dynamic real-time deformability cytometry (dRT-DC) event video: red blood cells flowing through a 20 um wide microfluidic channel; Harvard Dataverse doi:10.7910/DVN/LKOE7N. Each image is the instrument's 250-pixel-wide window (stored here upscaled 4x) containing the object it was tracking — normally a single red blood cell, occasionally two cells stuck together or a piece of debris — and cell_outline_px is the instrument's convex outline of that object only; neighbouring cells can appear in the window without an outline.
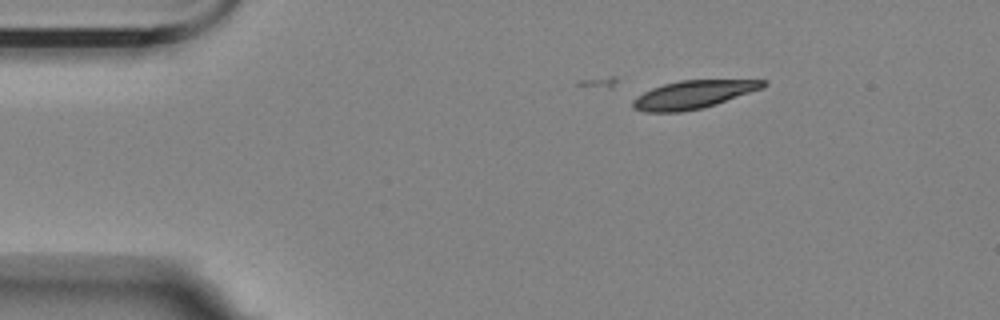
{"species": "Egyptian fruit bat (a non-hibernating species)", "species_latin": "Rousettus aegyptiacus", "temperature_condition": "room temperature", "stored_images_in_passage": 15, "camera_frame_rate_fps": 3000, "um_per_image_px": 0.085, "animal": {"sex": "female"}, "frame": {"image": 1, "passage_image": 1, "time_ms": 0.0, "image_size_px": [1000, 320], "cell_outline_px": [[768, 84], [764, 88], [716, 104], [700, 108], [680, 112], [644, 112], [632, 108], [632, 100], [636, 96], [652, 88], [664, 84], [680, 80], [764, 80]], "centroid_in_image_um": [58.91, 8.04], "position_along_channel_um": 26.1, "area_um2": 21.27}}
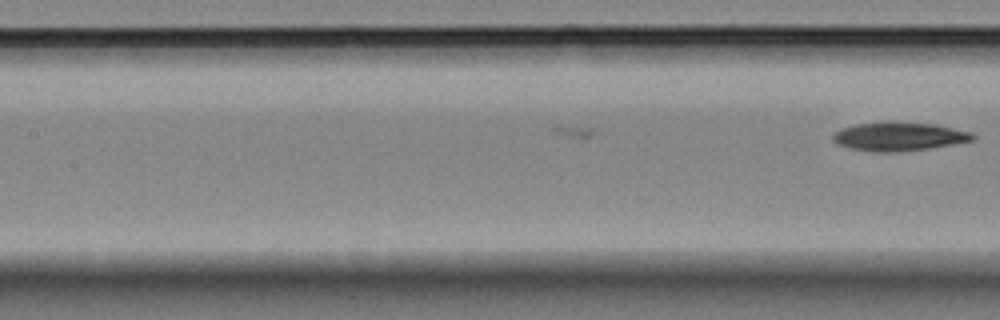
{"frame": {"image": 2, "passage_image": 15, "time_ms": 4.667, "image_size_px": [1000, 320], "cell_outline_px": [[976, 136], [972, 140], [952, 144], [928, 148], [900, 152], [872, 152], [848, 148], [836, 144], [832, 140], [832, 132], [840, 128], [856, 124], [936, 124], [972, 132]], "centroid_in_image_um": [76.36, 11.64], "position_along_channel_um": 131.0, "area_um2": 22.77}}